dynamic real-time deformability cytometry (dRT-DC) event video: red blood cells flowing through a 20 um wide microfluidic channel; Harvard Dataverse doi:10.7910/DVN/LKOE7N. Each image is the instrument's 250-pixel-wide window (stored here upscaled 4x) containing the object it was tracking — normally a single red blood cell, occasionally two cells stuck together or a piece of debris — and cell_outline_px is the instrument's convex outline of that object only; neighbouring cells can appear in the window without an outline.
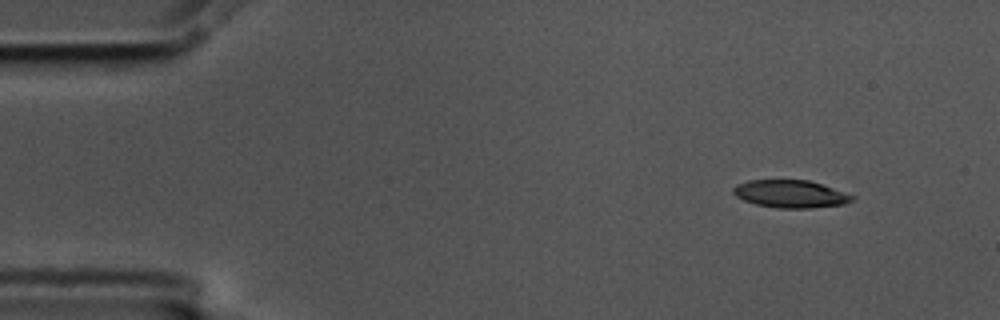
{"species": "common noctule bat (a hibernating species)", "species_latin": "Nyctalus noctula", "temperature_condition": "cold", "stored_images_in_passage": 52, "camera_frame_rate_fps": 3000, "um_per_image_px": 0.085, "animal": {"sex": "male", "body_mass_g": 17.5, "forearm_length_mm": 52.3}, "frame": {"image": 1, "passage_image": 1, "time_ms": 0.0, "image_size_px": [1000, 320], "cell_outline_px": [[856, 196], [852, 200], [844, 204], [808, 208], [780, 208], [756, 204], [744, 200], [736, 196], [732, 192], [732, 188], [736, 184], [748, 180], [808, 180]], "centroid_in_image_um": [67.16, 16.48], "position_along_channel_um": 17.8, "area_um2": 18.96}}
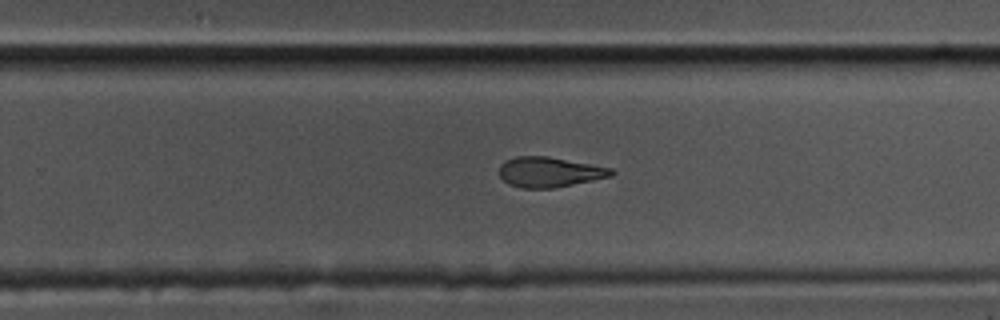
{"frame": {"image": 2, "passage_image": 31, "time_ms": 10.0, "image_size_px": [1000, 320], "cell_outline_px": [[616, 172], [612, 176], [556, 188], [520, 188], [508, 184], [500, 176], [500, 164], [504, 160], [516, 156], [548, 156], [612, 168]], "centroid_in_image_um": [46.7, 14.62], "position_along_channel_um": 283.1, "area_um2": 19.83}}
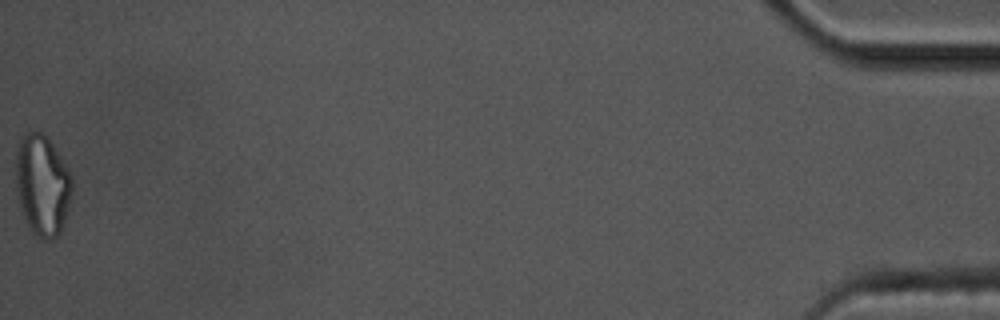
{"frame": {"image": 3, "passage_image": 52, "time_ms": 17.0, "image_size_px": [1000, 320], "cell_outline_px": [[72, 192], [68, 208], [60, 232], [52, 240], [44, 240], [32, 232], [28, 228], [20, 204], [16, 188], [16, 148], [20, 136], [28, 132], [44, 132], [48, 136], [68, 168], [72, 176]], "centroid_in_image_um": [3.59, 15.69], "position_along_channel_um": 431.6, "area_um2": 33.35}, "authors_computed_cell_mechanics": {"area_um2": 20.6924, "velocity_mm_per_s": 3.556, "shape_relaxation_time_tau1_ms": 4.5191, "shape_relaxation_time_tau2_ms": 4.3135, "deformation_change_tau1": 0.1698, "deformation_change_tau2": 0.1413}}